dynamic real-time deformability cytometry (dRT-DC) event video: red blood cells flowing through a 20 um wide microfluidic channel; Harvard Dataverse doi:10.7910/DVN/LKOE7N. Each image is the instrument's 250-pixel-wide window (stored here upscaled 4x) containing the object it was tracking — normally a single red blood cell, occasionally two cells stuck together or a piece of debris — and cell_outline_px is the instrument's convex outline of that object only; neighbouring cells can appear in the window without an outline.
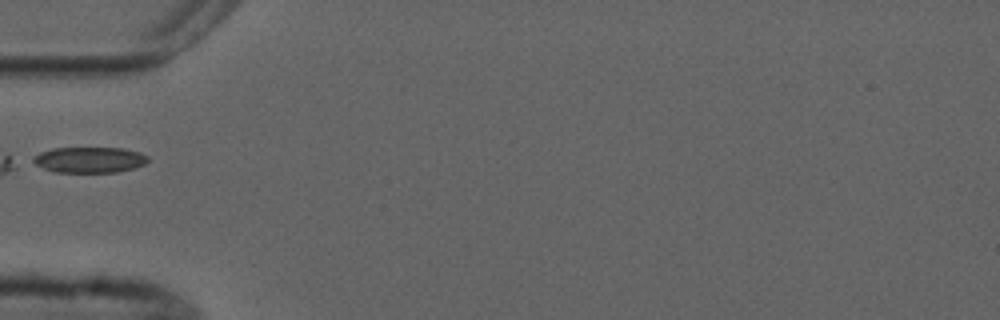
{"species": "common noctule bat (a hibernating species)", "species_latin": "Nyctalus noctula", "temperature_condition": "cold", "stored_images_in_passage": 1, "camera_frame_rate_fps": 3000, "um_per_image_px": 0.085, "animal": {"sex": "male", "forearm_length_mm": 52.5}, "frame": {"image": 1, "passage_image": 1, "time_ms": 0.0, "image_size_px": [1000, 320], "cell_outline_px": [[148, 160], [144, 164], [136, 168], [116, 172], [56, 172], [44, 168], [36, 164], [32, 160], [32, 156], [40, 152], [52, 148], [124, 148], [140, 152], [148, 156]], "centroid_in_image_um": [7.62, 13.58], "position_along_channel_um": 77.4, "area_um2": 17.28}}